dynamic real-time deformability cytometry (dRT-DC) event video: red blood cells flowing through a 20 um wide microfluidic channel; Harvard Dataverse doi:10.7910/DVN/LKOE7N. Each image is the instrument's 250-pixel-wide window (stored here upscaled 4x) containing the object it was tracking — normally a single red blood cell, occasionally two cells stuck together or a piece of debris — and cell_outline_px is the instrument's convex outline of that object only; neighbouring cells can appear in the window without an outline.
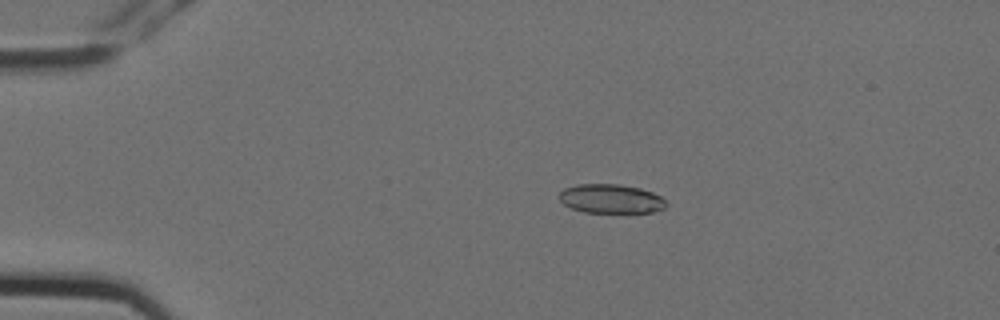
{"species": "Egyptian fruit bat (a non-hibernating species)", "species_latin": "Rousettus aegyptiacus", "temperature_condition": "cold", "stored_images_in_passage": 8, "camera_frame_rate_fps": 3000, "um_per_image_px": 0.085, "animal": {"sex": "female"}, "frame": {"image": 1, "passage_image": 3, "time_ms": 0.667, "image_size_px": [1000, 320], "cell_outline_px": [[668, 204], [664, 208], [652, 212], [628, 216], [584, 212], [572, 208], [564, 204], [560, 200], [560, 192], [564, 188], [576, 184], [620, 184], [640, 188], [652, 192], [660, 196]], "centroid_in_image_um": [51.97, 16.95], "position_along_channel_um": 33.0, "area_um2": 19.02}}
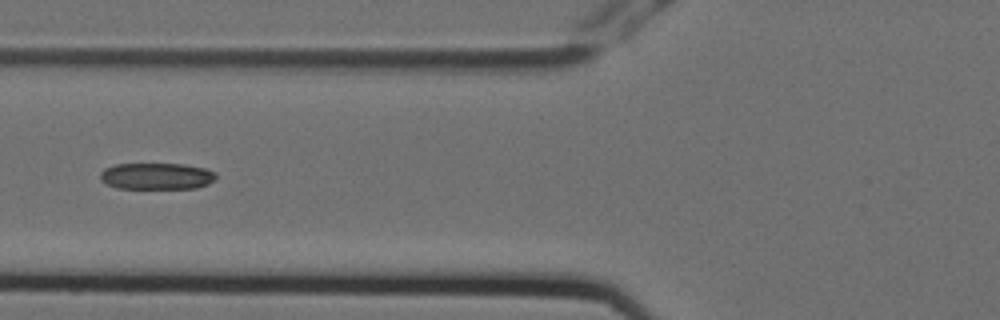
{"frame": {"image": 2, "passage_image": 6, "time_ms": 1.667, "image_size_px": [1000, 320], "cell_outline_px": [[216, 180], [208, 184], [196, 188], [116, 188], [100, 180], [100, 172], [104, 168], [116, 164], [184, 164], [204, 168], [216, 172]], "centroid_in_image_um": [13.32, 14.97], "position_along_channel_um": 112.5, "area_um2": 17.98}}
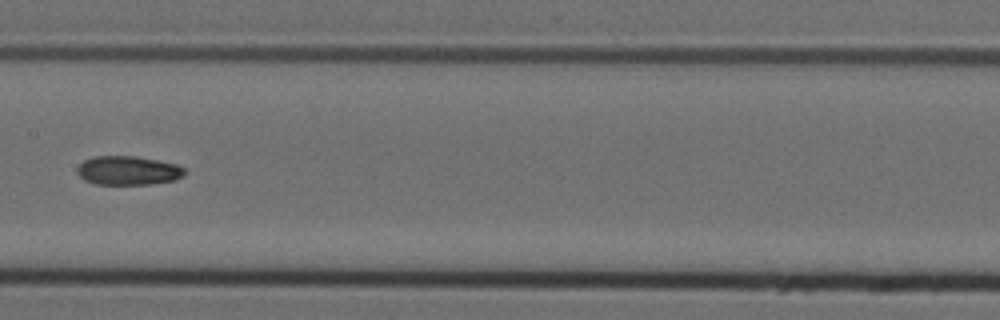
{"frame": {"image": 3, "passage_image": 8, "time_ms": 2.333, "image_size_px": [1000, 320], "cell_outline_px": [[184, 176], [176, 180], [152, 184], [96, 184], [84, 180], [76, 172], [76, 168], [84, 160], [92, 156], [136, 156], [176, 164], [184, 168]], "centroid_in_image_um": [10.87, 14.49], "position_along_channel_um": 196.5, "area_um2": 18.21}}